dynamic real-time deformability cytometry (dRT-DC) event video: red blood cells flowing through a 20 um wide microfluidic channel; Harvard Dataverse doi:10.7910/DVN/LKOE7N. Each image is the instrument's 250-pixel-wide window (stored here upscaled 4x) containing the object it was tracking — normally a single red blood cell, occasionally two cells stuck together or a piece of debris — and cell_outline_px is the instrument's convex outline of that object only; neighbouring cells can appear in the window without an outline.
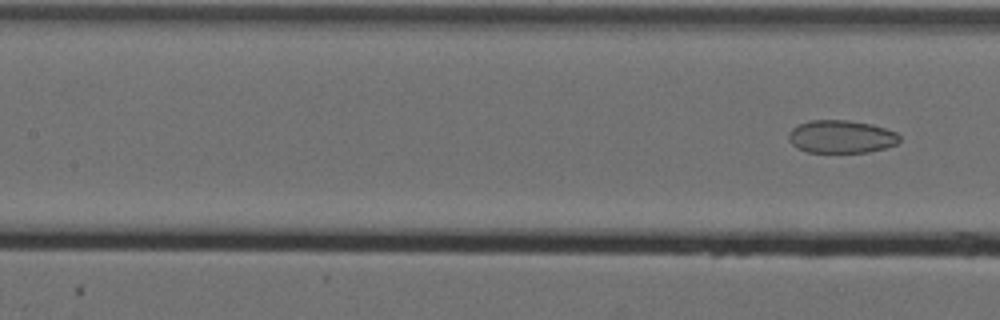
{"species": "Egyptian fruit bat (a non-hibernating species)", "species_latin": "Rousettus aegyptiacus", "temperature_condition": "cold", "stored_images_in_passage": 7, "camera_frame_rate_fps": 3000, "um_per_image_px": 0.085, "animal": {"sex": "female"}, "frame": {"image": 1, "passage_image": 7, "time_ms": 2.0, "image_size_px": [1000, 320], "cell_outline_px": [[900, 140], [896, 144], [884, 148], [868, 152], [808, 152], [796, 148], [788, 140], [788, 132], [792, 128], [808, 120], [848, 120], [872, 124], [896, 132], [900, 136]], "centroid_in_image_um": [71.48, 11.61], "position_along_channel_um": 135.9, "area_um2": 21.33}}